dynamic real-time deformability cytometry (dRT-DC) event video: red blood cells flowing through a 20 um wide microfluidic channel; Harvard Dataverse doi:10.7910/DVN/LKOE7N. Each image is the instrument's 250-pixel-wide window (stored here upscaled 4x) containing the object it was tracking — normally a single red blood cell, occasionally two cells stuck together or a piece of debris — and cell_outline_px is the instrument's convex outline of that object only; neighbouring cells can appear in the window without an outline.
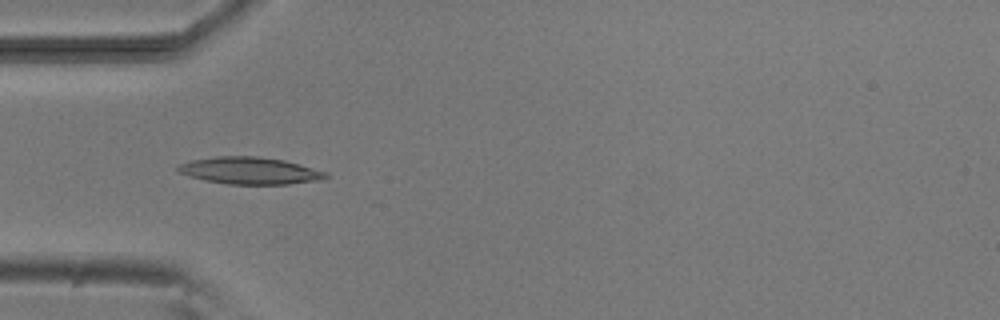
{"species": "common noctule bat (a hibernating species)", "species_latin": "Nyctalus noctula", "temperature_condition": "room temperature", "stored_images_in_passage": 6, "camera_frame_rate_fps": 3000, "um_per_image_px": 0.085, "animal": {"sex": "male", "body_mass_g": 20.5, "forearm_length_mm": 52.5}, "frame": {"image": 1, "passage_image": 5, "time_ms": 4.667, "image_size_px": [1000, 320], "cell_outline_px": [[328, 176], [320, 180], [288, 184], [228, 184], [204, 180], [188, 176], [176, 172], [176, 168], [180, 164], [188, 160], [216, 156], [256, 156], [284, 160], [300, 164], [328, 172]], "centroid_in_image_um": [21.2, 14.5], "position_along_channel_um": 63.8, "area_um2": 23.47}}